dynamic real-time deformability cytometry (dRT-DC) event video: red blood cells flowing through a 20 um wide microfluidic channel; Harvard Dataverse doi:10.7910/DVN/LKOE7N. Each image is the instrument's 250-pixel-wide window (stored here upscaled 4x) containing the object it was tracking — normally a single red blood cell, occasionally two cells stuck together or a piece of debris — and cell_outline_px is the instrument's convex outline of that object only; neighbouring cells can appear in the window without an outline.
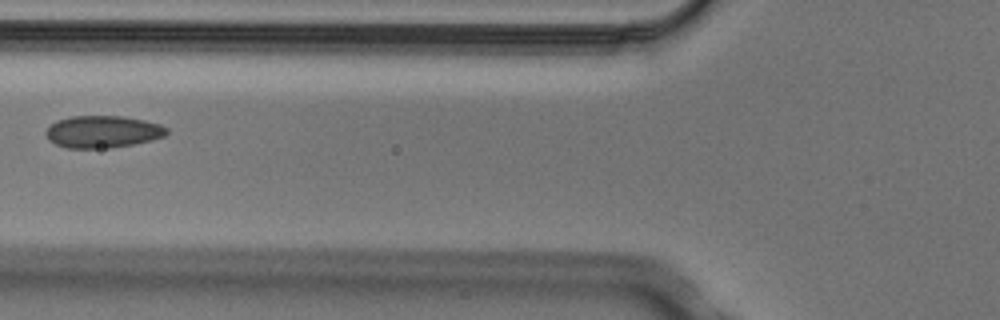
{"species": "Egyptian fruit bat (a non-hibernating species)", "species_latin": "Rousettus aegyptiacus", "temperature_condition": "cold", "stored_images_in_passage": 2, "camera_frame_rate_fps": 3000, "um_per_image_px": 0.085, "animal": {"sex": "male"}, "frame": {"image": 1, "passage_image": 2, "time_ms": 0.333, "image_size_px": [1000, 320], "cell_outline_px": [[168, 132], [164, 136], [132, 144], [108, 148], [68, 148], [56, 144], [48, 140], [44, 132], [56, 120], [72, 116], [124, 116], [144, 120], [160, 124], [168, 128]], "centroid_in_image_um": [8.71, 11.19], "position_along_channel_um": 117.1, "area_um2": 22.54}}